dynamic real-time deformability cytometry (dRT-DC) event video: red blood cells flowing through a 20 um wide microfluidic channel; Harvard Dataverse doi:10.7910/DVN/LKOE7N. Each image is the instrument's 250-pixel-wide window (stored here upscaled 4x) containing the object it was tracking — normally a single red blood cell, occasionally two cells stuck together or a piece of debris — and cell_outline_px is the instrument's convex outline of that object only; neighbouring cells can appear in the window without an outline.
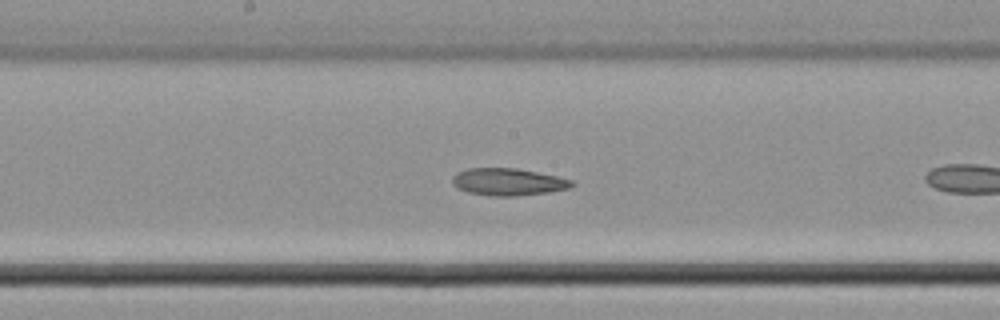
{"species": "common noctule bat (a hibernating species)", "species_latin": "Nyctalus noctula", "temperature_condition": "cold", "stored_images_in_passage": 15, "camera_frame_rate_fps": 3000, "um_per_image_px": 0.085, "animal": {"sex": "male", "body_mass_g": 21.5, "forearm_length_mm": 52.0}, "frame": {"image": 1, "passage_image": 9, "time_ms": 2.667, "image_size_px": [1000, 320], "cell_outline_px": [[576, 184], [572, 188], [548, 192], [516, 196], [492, 196], [468, 192], [456, 188], [452, 184], [452, 176], [456, 172], [468, 168], [516, 168], [556, 176], [572, 180]], "centroid_in_image_um": [43.18, 15.46], "position_along_channel_um": 205.0, "area_um2": 19.07}}